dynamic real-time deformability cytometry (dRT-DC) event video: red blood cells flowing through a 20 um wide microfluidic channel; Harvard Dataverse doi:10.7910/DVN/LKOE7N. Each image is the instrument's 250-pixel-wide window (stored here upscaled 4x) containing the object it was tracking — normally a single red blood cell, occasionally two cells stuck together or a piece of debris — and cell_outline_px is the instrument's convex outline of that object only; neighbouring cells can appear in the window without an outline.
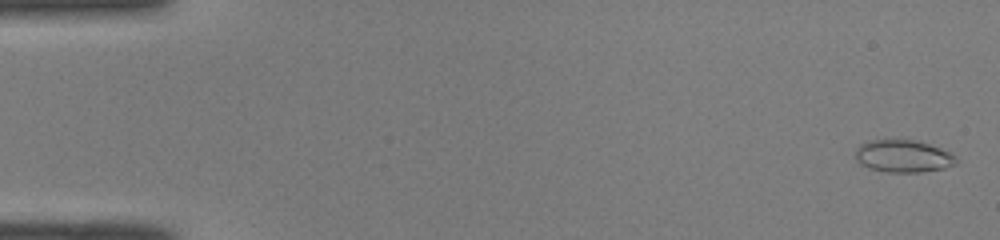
{"species": "common noctule bat (a hibernating species)", "species_latin": "Nyctalus noctula", "temperature_condition": "room temperature", "stored_images_in_passage": 51, "camera_frame_rate_fps": 3000, "um_per_image_px": 0.085, "animal": {"sex": "male", "body_mass_g": 19.0, "forearm_length_mm": 50.8}, "frame": {"image": 1, "passage_image": 2, "time_ms": 0.333, "image_size_px": [1000, 240], "cell_outline_px": [[956, 164], [944, 168], [920, 172], [888, 172], [868, 168], [860, 164], [856, 160], [856, 148], [860, 144], [868, 140], [916, 140], [940, 148], [956, 156]], "centroid_in_image_um": [76.74, 13.27], "position_along_channel_um": 8.3, "area_um2": 18.96}}
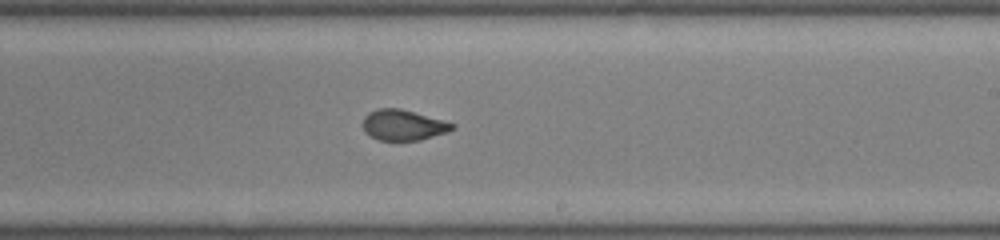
{"frame": {"image": 2, "passage_image": 31, "time_ms": 10.0, "image_size_px": [1000, 240], "cell_outline_px": [[456, 124], [452, 128], [444, 132], [420, 140], [380, 140], [364, 132], [364, 116], [368, 112], [376, 108], [400, 108]], "centroid_in_image_um": [34.22, 10.61], "position_along_channel_um": 254.8, "area_um2": 15.61}}
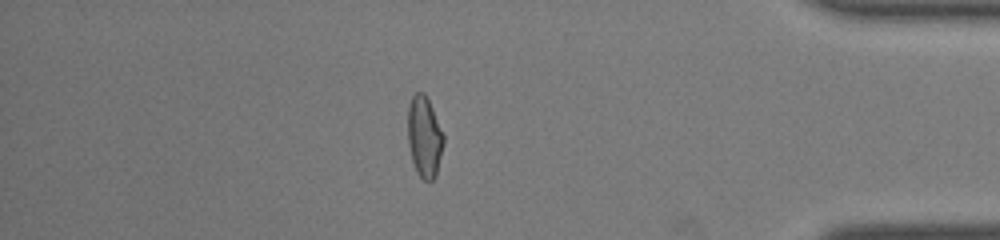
{"frame": {"image": 3, "passage_image": 44, "time_ms": 14.333, "image_size_px": [1000, 240], "cell_outline_px": [[444, 144], [436, 176], [432, 180], [424, 180], [416, 172], [412, 160], [408, 144], [408, 108], [412, 96], [416, 92], [424, 92], [432, 108], [444, 136]], "centroid_in_image_um": [36.07, 11.64], "position_along_channel_um": 399.1, "area_um2": 16.82}, "authors_computed_cell_mechanics": {"area_um2": 16.9354, "velocity_mm_per_s": 4.1056, "shape_relaxation_time_tau1_ms": 8.316, "shape_relaxation_time_tau2_ms": 1.3851, "deformation_change_tau1": 0.2484, "deformation_change_tau2": 0.0659}}